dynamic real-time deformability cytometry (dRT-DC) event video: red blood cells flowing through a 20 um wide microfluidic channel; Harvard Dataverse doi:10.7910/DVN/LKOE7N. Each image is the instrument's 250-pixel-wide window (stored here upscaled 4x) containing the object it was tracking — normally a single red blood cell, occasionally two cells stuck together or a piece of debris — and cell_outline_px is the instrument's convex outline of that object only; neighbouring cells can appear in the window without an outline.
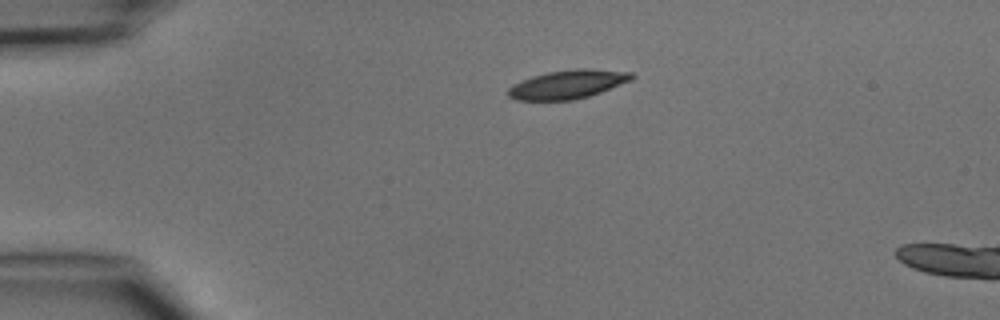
{"species": "common noctule bat (a hibernating species)", "species_latin": "Nyctalus noctula", "temperature_condition": "cold", "stored_images_in_passage": 2, "camera_frame_rate_fps": 3000, "um_per_image_px": 0.085, "animal": {"sex": "male", "body_mass_g": 15.6}, "frame": {"image": 1, "passage_image": 1, "time_ms": 0.0, "image_size_px": [1000, 320], "cell_outline_px": [[636, 76], [632, 80], [600, 92], [588, 96], [572, 100], [516, 100], [508, 96], [508, 88], [512, 84], [520, 80], [532, 76], [548, 72], [576, 68], [588, 68], [632, 72]], "centroid_in_image_um": [48.25, 7.16], "position_along_channel_um": 36.7, "area_um2": 20.75}}